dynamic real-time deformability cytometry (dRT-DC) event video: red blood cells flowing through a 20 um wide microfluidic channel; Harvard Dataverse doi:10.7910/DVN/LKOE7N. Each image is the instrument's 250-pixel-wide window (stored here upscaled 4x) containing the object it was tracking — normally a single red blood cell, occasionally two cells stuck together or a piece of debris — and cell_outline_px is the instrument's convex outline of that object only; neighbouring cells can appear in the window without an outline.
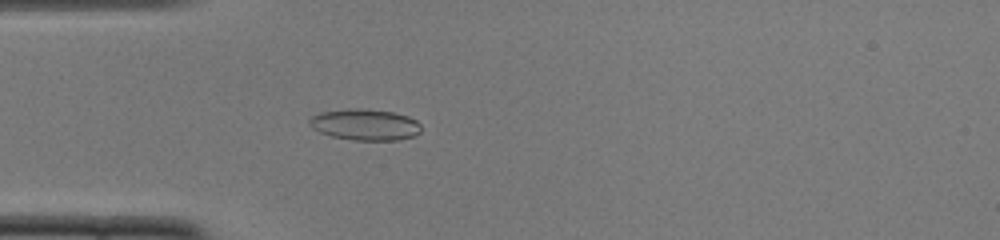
{"species": "common noctule bat (a hibernating species)", "species_latin": "Nyctalus noctula", "temperature_condition": "cold", "stored_images_in_passage": 51, "camera_frame_rate_fps": 3000, "um_per_image_px": 0.085, "animal": {"sex": "female", "body_mass_g": 22.0, "forearm_length_mm": 56.7}, "frame": {"image": 1, "passage_image": 15, "time_ms": 4.667, "image_size_px": [1000, 240], "cell_outline_px": [[420, 132], [416, 136], [396, 140], [352, 140], [332, 136], [320, 132], [312, 128], [308, 124], [308, 120], [312, 116], [320, 112], [348, 108], [360, 108], [392, 112], [408, 116], [416, 120], [420, 124]], "centroid_in_image_um": [31.01, 10.59], "position_along_channel_um": 54.0, "area_um2": 20.46}}
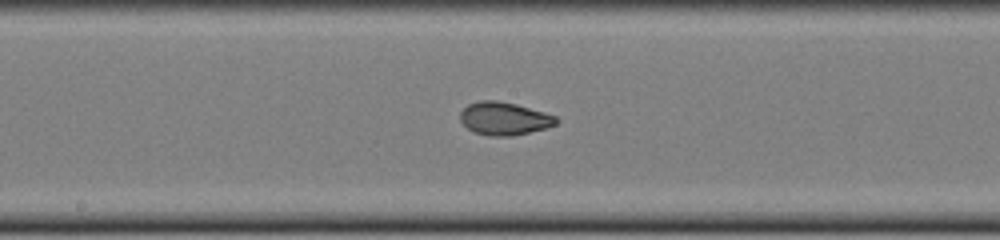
{"frame": {"image": 2, "passage_image": 27, "time_ms": 8.667, "image_size_px": [1000, 240], "cell_outline_px": [[560, 120], [556, 124], [548, 128], [512, 136], [488, 136], [472, 132], [460, 120], [460, 112], [468, 104], [480, 100], [496, 100], [516, 104], [544, 112], [556, 116]], "centroid_in_image_um": [42.87, 10.08], "position_along_channel_um": 205.3, "area_um2": 18.61}}
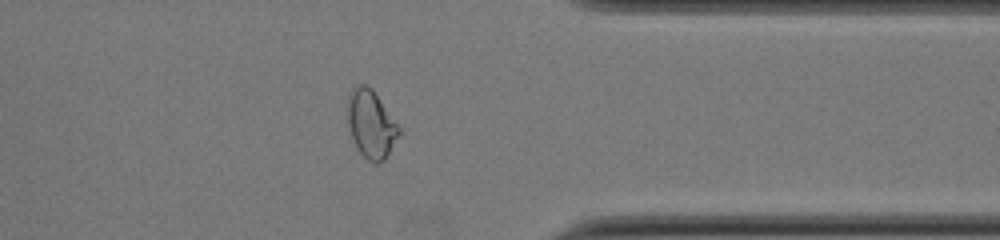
{"frame": {"image": 3, "passage_image": 41, "time_ms": 13.333, "image_size_px": [1000, 240], "cell_outline_px": [[400, 132], [384, 160], [376, 164], [368, 160], [356, 148], [352, 140], [348, 124], [348, 96], [352, 88], [360, 84], [368, 84], [372, 88], [400, 128]], "centroid_in_image_um": [31.51, 10.53], "position_along_channel_um": 379.9, "area_um2": 20.11}, "authors_computed_cell_mechanics": {"area_um2": 19.2474, "velocity_mm_per_s": 3.9152, "shape_relaxation_time_tau1_ms": 5.0021, "shape_relaxation_time_tau2_ms": 1.3313, "deformation_change_tau1": 0.1674, "deformation_change_tau2": 0.0482}}